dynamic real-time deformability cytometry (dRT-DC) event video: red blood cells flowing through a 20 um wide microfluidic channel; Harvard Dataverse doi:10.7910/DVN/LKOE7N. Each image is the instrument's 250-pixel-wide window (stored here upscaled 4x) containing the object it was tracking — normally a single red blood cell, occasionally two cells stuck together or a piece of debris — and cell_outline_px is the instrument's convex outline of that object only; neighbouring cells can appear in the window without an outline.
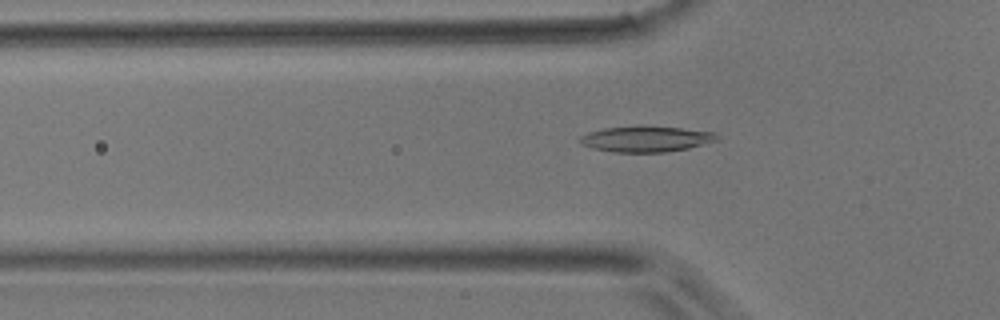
{"species": "common noctule bat (a hibernating species)", "species_latin": "Nyctalus noctula", "temperature_condition": "room temperature", "stored_images_in_passage": 47, "camera_frame_rate_fps": 3000, "um_per_image_px": 0.085, "animal": {"sex": "male", "body_mass_g": 17.9}, "frame": {"image": 1, "passage_image": 15, "time_ms": 4.667, "image_size_px": [1000, 320], "cell_outline_px": [[720, 136], [716, 140], [688, 148], [664, 152], [612, 152], [592, 148], [580, 144], [580, 136], [588, 132], [604, 128], [680, 128], [716, 132]], "centroid_in_image_um": [54.9, 11.84], "position_along_channel_um": 70.9, "area_um2": 19.83}}
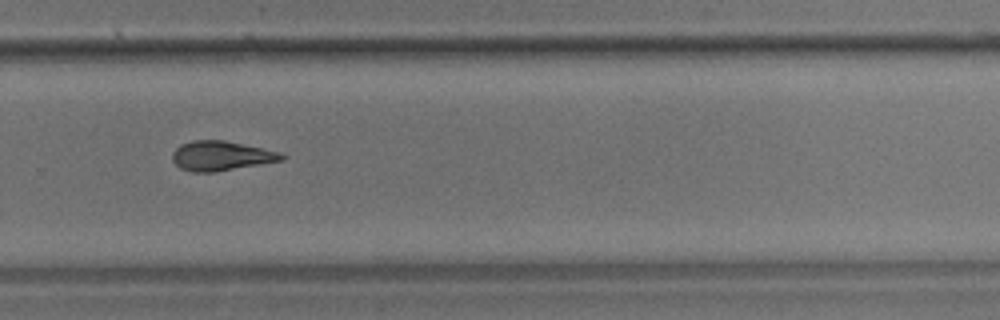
{"frame": {"image": 2, "passage_image": 32, "time_ms": 10.333, "image_size_px": [1000, 320], "cell_outline_px": [[288, 156], [284, 160], [212, 172], [192, 172], [180, 168], [172, 160], [172, 152], [180, 144], [192, 140], [224, 140], [280, 152]], "centroid_in_image_um": [18.78, 13.24], "position_along_channel_um": 311.0, "area_um2": 18.79}}
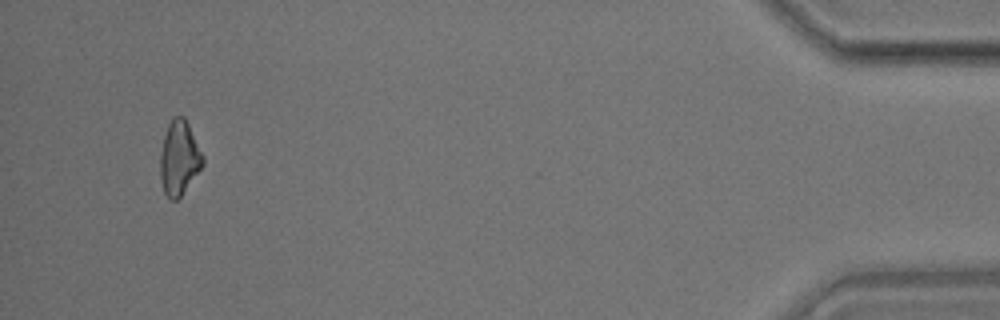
{"frame": {"image": 3, "passage_image": 45, "time_ms": 14.667, "image_size_px": [1000, 320], "cell_outline_px": [[204, 164], [180, 196], [176, 200], [172, 200], [164, 192], [160, 180], [160, 152], [164, 136], [168, 124], [176, 116], [184, 116], [204, 156]], "centroid_in_image_um": [15.22, 13.43], "position_along_channel_um": 420.0, "area_um2": 18.21}}